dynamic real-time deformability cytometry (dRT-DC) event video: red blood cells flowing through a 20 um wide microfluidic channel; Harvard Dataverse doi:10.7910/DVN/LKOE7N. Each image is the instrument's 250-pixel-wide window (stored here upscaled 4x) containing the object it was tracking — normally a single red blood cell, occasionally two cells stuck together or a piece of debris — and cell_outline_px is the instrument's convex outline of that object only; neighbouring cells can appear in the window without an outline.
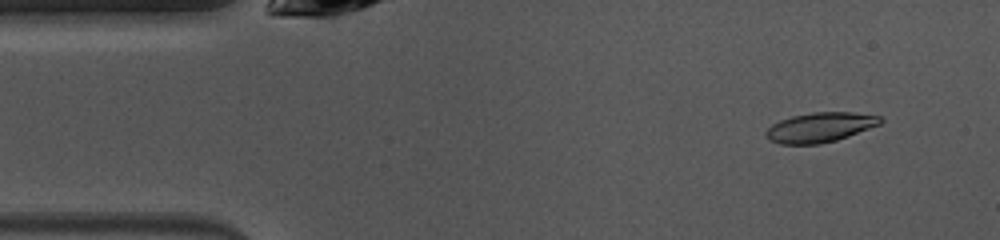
{"species": "common noctule bat (a hibernating species)", "species_latin": "Nyctalus noctula", "temperature_condition": "warm", "stored_images_in_passage": 48, "camera_frame_rate_fps": 3000, "um_per_image_px": 0.085, "animal": {"sex": "female", "body_mass_g": 10.0, "forearm_length_mm": 53.1}, "frame": {"image": 1, "passage_image": 4, "time_ms": 1.0, "image_size_px": [1000, 240], "cell_outline_px": [[884, 120], [880, 124], [848, 136], [836, 140], [820, 144], [780, 144], [768, 140], [764, 132], [772, 124], [780, 120], [792, 116], [812, 112], [852, 112], [880, 116]], "centroid_in_image_um": [69.68, 10.82], "position_along_channel_um": 15.3, "area_um2": 19.83}}
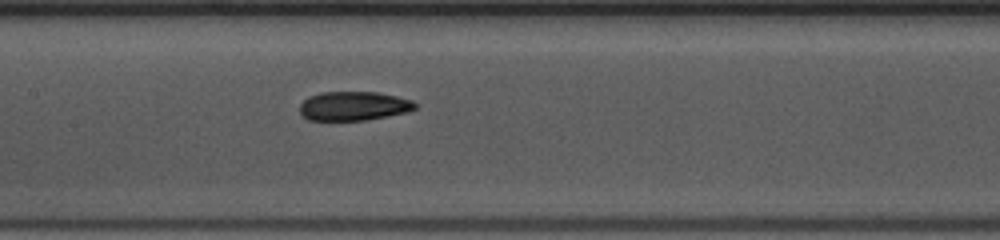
{"frame": {"image": 2, "passage_image": 21, "time_ms": 6.667, "image_size_px": [1000, 240], "cell_outline_px": [[416, 108], [408, 112], [388, 116], [364, 120], [308, 120], [300, 112], [300, 104], [308, 96], [320, 92], [376, 92], [396, 96], [412, 100], [416, 104]], "centroid_in_image_um": [30.05, 9.0], "position_along_channel_um": 177.3, "area_um2": 19.54}}
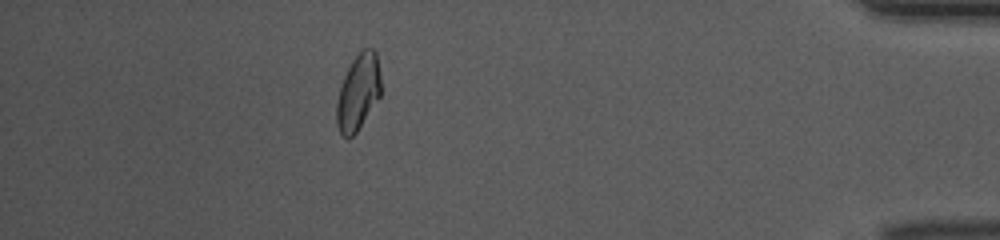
{"frame": {"image": 3, "passage_image": 42, "time_ms": 13.667, "image_size_px": [1000, 240], "cell_outline_px": [[380, 96], [356, 132], [348, 140], [340, 132], [336, 124], [336, 104], [340, 88], [344, 76], [352, 60], [364, 48], [372, 48], [376, 52], [380, 76]], "centroid_in_image_um": [30.43, 7.85], "position_along_channel_um": 404.8, "area_um2": 19.36}, "authors_computed_cell_mechanics": {"area_um2": 20.0566, "velocity_mm_per_s": 4.0455, "shape_relaxation_time_tau1_ms": 4.8015, "shape_relaxation_time_tau2_ms": 2.8625, "deformation_change_tau1": 0.1764, "deformation_change_tau2": 0.0669}}